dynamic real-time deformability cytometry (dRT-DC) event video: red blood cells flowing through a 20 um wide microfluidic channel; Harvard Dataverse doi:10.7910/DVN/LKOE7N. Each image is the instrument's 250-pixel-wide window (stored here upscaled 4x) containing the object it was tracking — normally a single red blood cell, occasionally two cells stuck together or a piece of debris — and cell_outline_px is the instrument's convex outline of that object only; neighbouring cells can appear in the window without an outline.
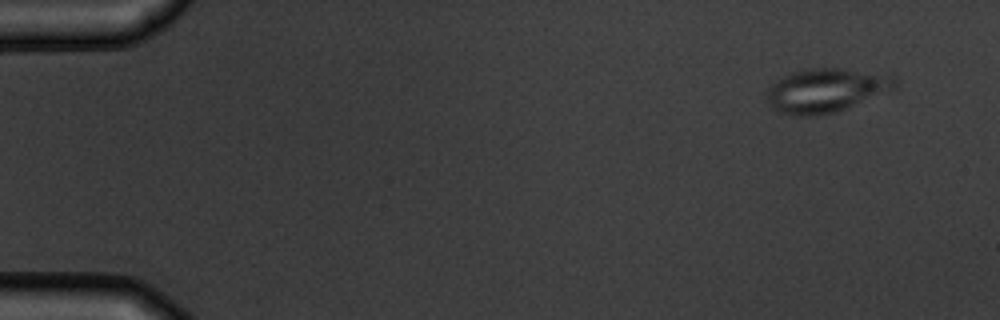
{"species": "common noctule bat (a hibernating species)", "species_latin": "Nyctalus noctula", "temperature_condition": "warm", "stored_images_in_passage": 5, "camera_frame_rate_fps": 3000, "um_per_image_px": 0.085, "animal": {"sex": "male", "body_mass_g": 19.5, "forearm_length_mm": 54.6}, "frame": {"image": 1, "passage_image": 1, "time_ms": 0.0, "image_size_px": [1000, 320], "cell_outline_px": [[900, 84], [892, 92], [836, 112], [812, 116], [796, 116], [780, 112], [768, 100], [764, 92], [776, 80], [792, 72], [808, 68], [844, 68], [892, 72], [896, 76]], "centroid_in_image_um": [70.38, 7.64], "position_along_channel_um": 14.6, "area_um2": 33.93}}